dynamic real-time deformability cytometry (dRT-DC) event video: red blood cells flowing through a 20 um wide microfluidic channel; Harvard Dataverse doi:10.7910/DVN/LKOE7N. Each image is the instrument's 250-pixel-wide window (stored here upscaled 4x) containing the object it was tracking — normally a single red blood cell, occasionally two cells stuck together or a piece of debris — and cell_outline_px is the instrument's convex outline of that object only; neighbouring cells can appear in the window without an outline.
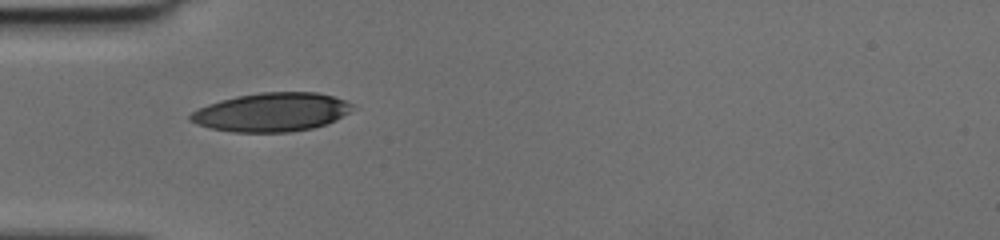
{"species": "human", "species_latin": "Homo sapiens", "temperature_condition": "cold", "stored_images_in_passage": 34, "camera_frame_rate_fps": 3000, "um_per_image_px": 0.085, "donor": {"sex": "female"}, "frame": {"image": 1, "passage_image": 1, "time_ms": 0.0, "image_size_px": [1000, 240], "cell_outline_px": [[352, 104], [348, 112], [336, 120], [328, 124], [312, 128], [288, 132], [232, 132], [212, 128], [196, 124], [188, 120], [188, 116], [192, 112], [208, 104], [220, 100], [236, 96], [260, 92], [316, 92], [332, 96], [344, 100]], "centroid_in_image_um": [23.05, 9.53], "position_along_channel_um": 62.0, "area_um2": 36.41}}
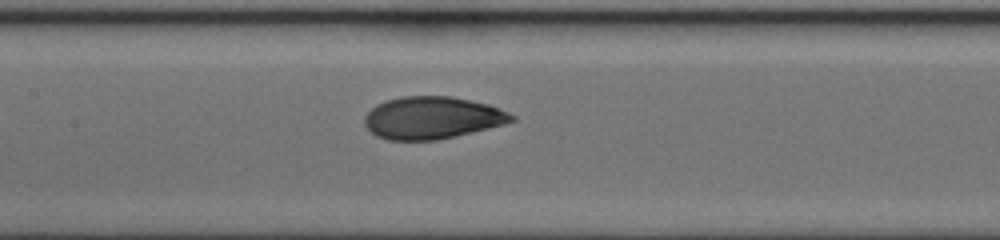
{"frame": {"image": 2, "passage_image": 9, "time_ms": 2.667, "image_size_px": [1000, 240], "cell_outline_px": [[516, 120], [504, 124], [488, 128], [436, 140], [388, 140], [376, 136], [364, 124], [364, 116], [376, 104], [388, 100], [404, 96], [452, 96], [488, 104], [508, 112], [516, 116]], "centroid_in_image_um": [36.73, 10.01], "position_along_channel_um": 170.7, "area_um2": 36.07}}
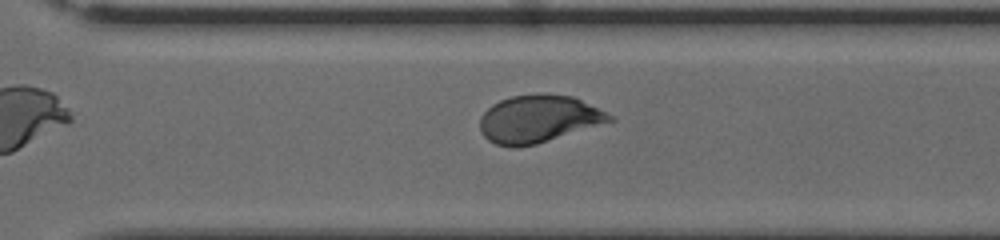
{"frame": {"image": 3, "passage_image": 20, "time_ms": 6.333, "image_size_px": [1000, 240], "cell_outline_px": [[616, 120], [536, 144], [512, 148], [496, 144], [488, 140], [484, 136], [480, 128], [480, 116], [492, 104], [500, 100], [512, 96], [572, 96], [612, 116]], "centroid_in_image_um": [45.72, 10.15], "position_along_channel_um": 324.9, "area_um2": 34.91}}